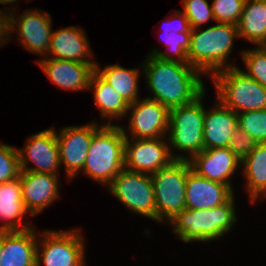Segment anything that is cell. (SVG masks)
I'll list each match as a JSON object with an SVG mask.
<instances>
[{
  "instance_id": "18",
  "label": "cell",
  "mask_w": 266,
  "mask_h": 266,
  "mask_svg": "<svg viewBox=\"0 0 266 266\" xmlns=\"http://www.w3.org/2000/svg\"><path fill=\"white\" fill-rule=\"evenodd\" d=\"M186 209H212L226 203L233 190L224 183L199 176L192 168L186 180Z\"/></svg>"
},
{
  "instance_id": "37",
  "label": "cell",
  "mask_w": 266,
  "mask_h": 266,
  "mask_svg": "<svg viewBox=\"0 0 266 266\" xmlns=\"http://www.w3.org/2000/svg\"><path fill=\"white\" fill-rule=\"evenodd\" d=\"M14 2H17V0H0V4L7 5V4H14Z\"/></svg>"
},
{
  "instance_id": "10",
  "label": "cell",
  "mask_w": 266,
  "mask_h": 266,
  "mask_svg": "<svg viewBox=\"0 0 266 266\" xmlns=\"http://www.w3.org/2000/svg\"><path fill=\"white\" fill-rule=\"evenodd\" d=\"M122 130L126 137L125 169L152 174L174 161L170 153L169 142L163 141V138L129 139L127 130L124 127H122Z\"/></svg>"
},
{
  "instance_id": "26",
  "label": "cell",
  "mask_w": 266,
  "mask_h": 266,
  "mask_svg": "<svg viewBox=\"0 0 266 266\" xmlns=\"http://www.w3.org/2000/svg\"><path fill=\"white\" fill-rule=\"evenodd\" d=\"M139 69H126L119 64L107 65L104 69L96 64L95 71L128 103L139 99Z\"/></svg>"
},
{
  "instance_id": "35",
  "label": "cell",
  "mask_w": 266,
  "mask_h": 266,
  "mask_svg": "<svg viewBox=\"0 0 266 266\" xmlns=\"http://www.w3.org/2000/svg\"><path fill=\"white\" fill-rule=\"evenodd\" d=\"M6 9V11L0 9V46L7 44L9 37L11 36V16L12 10Z\"/></svg>"
},
{
  "instance_id": "24",
  "label": "cell",
  "mask_w": 266,
  "mask_h": 266,
  "mask_svg": "<svg viewBox=\"0 0 266 266\" xmlns=\"http://www.w3.org/2000/svg\"><path fill=\"white\" fill-rule=\"evenodd\" d=\"M246 177V189L250 202L266 199V143L257 144L254 150L241 160Z\"/></svg>"
},
{
  "instance_id": "34",
  "label": "cell",
  "mask_w": 266,
  "mask_h": 266,
  "mask_svg": "<svg viewBox=\"0 0 266 266\" xmlns=\"http://www.w3.org/2000/svg\"><path fill=\"white\" fill-rule=\"evenodd\" d=\"M171 18L169 17L168 19H166V22L164 23L165 27H163L164 28L163 33H170L171 31L175 33L191 32L189 21L182 11L181 12L179 10L175 11L171 15Z\"/></svg>"
},
{
  "instance_id": "3",
  "label": "cell",
  "mask_w": 266,
  "mask_h": 266,
  "mask_svg": "<svg viewBox=\"0 0 266 266\" xmlns=\"http://www.w3.org/2000/svg\"><path fill=\"white\" fill-rule=\"evenodd\" d=\"M125 138L120 125H101L91 140L83 175L108 186L124 169Z\"/></svg>"
},
{
  "instance_id": "27",
  "label": "cell",
  "mask_w": 266,
  "mask_h": 266,
  "mask_svg": "<svg viewBox=\"0 0 266 266\" xmlns=\"http://www.w3.org/2000/svg\"><path fill=\"white\" fill-rule=\"evenodd\" d=\"M163 34L164 38L162 37V39L164 44L167 45L169 50L172 51V54L175 56L173 57L168 53L159 51L158 49L156 50L154 48L149 54L152 56H158L162 60H174L188 63L187 50L190 46L191 32L175 33L171 31L170 33Z\"/></svg>"
},
{
  "instance_id": "29",
  "label": "cell",
  "mask_w": 266,
  "mask_h": 266,
  "mask_svg": "<svg viewBox=\"0 0 266 266\" xmlns=\"http://www.w3.org/2000/svg\"><path fill=\"white\" fill-rule=\"evenodd\" d=\"M240 55L248 71L244 73L266 88V46L242 50Z\"/></svg>"
},
{
  "instance_id": "20",
  "label": "cell",
  "mask_w": 266,
  "mask_h": 266,
  "mask_svg": "<svg viewBox=\"0 0 266 266\" xmlns=\"http://www.w3.org/2000/svg\"><path fill=\"white\" fill-rule=\"evenodd\" d=\"M37 231H5L0 266H36Z\"/></svg>"
},
{
  "instance_id": "4",
  "label": "cell",
  "mask_w": 266,
  "mask_h": 266,
  "mask_svg": "<svg viewBox=\"0 0 266 266\" xmlns=\"http://www.w3.org/2000/svg\"><path fill=\"white\" fill-rule=\"evenodd\" d=\"M234 195L212 209H184L169 223L173 233L183 242H211L230 232L237 220Z\"/></svg>"
},
{
  "instance_id": "31",
  "label": "cell",
  "mask_w": 266,
  "mask_h": 266,
  "mask_svg": "<svg viewBox=\"0 0 266 266\" xmlns=\"http://www.w3.org/2000/svg\"><path fill=\"white\" fill-rule=\"evenodd\" d=\"M183 13L187 17L191 29L199 28L204 23L214 20L211 5L207 0H182Z\"/></svg>"
},
{
  "instance_id": "25",
  "label": "cell",
  "mask_w": 266,
  "mask_h": 266,
  "mask_svg": "<svg viewBox=\"0 0 266 266\" xmlns=\"http://www.w3.org/2000/svg\"><path fill=\"white\" fill-rule=\"evenodd\" d=\"M89 89H93L95 105L102 118L112 120L126 116L129 104L96 71L91 75Z\"/></svg>"
},
{
  "instance_id": "22",
  "label": "cell",
  "mask_w": 266,
  "mask_h": 266,
  "mask_svg": "<svg viewBox=\"0 0 266 266\" xmlns=\"http://www.w3.org/2000/svg\"><path fill=\"white\" fill-rule=\"evenodd\" d=\"M31 216L22 200V187L20 178L0 184V220L5 223L0 230L25 231L32 228L30 223H22L23 217Z\"/></svg>"
},
{
  "instance_id": "12",
  "label": "cell",
  "mask_w": 266,
  "mask_h": 266,
  "mask_svg": "<svg viewBox=\"0 0 266 266\" xmlns=\"http://www.w3.org/2000/svg\"><path fill=\"white\" fill-rule=\"evenodd\" d=\"M21 171L58 175L61 166L55 129L48 128L30 136L23 149H18ZM33 162L34 167L28 163Z\"/></svg>"
},
{
  "instance_id": "30",
  "label": "cell",
  "mask_w": 266,
  "mask_h": 266,
  "mask_svg": "<svg viewBox=\"0 0 266 266\" xmlns=\"http://www.w3.org/2000/svg\"><path fill=\"white\" fill-rule=\"evenodd\" d=\"M244 3L245 0H213L211 8L215 22L237 25Z\"/></svg>"
},
{
  "instance_id": "19",
  "label": "cell",
  "mask_w": 266,
  "mask_h": 266,
  "mask_svg": "<svg viewBox=\"0 0 266 266\" xmlns=\"http://www.w3.org/2000/svg\"><path fill=\"white\" fill-rule=\"evenodd\" d=\"M82 28L69 26L52 31L48 55L58 60H70L80 63L97 64L87 59L91 54V47Z\"/></svg>"
},
{
  "instance_id": "21",
  "label": "cell",
  "mask_w": 266,
  "mask_h": 266,
  "mask_svg": "<svg viewBox=\"0 0 266 266\" xmlns=\"http://www.w3.org/2000/svg\"><path fill=\"white\" fill-rule=\"evenodd\" d=\"M237 123V113L217 99L215 107L204 112L205 149L228 147Z\"/></svg>"
},
{
  "instance_id": "15",
  "label": "cell",
  "mask_w": 266,
  "mask_h": 266,
  "mask_svg": "<svg viewBox=\"0 0 266 266\" xmlns=\"http://www.w3.org/2000/svg\"><path fill=\"white\" fill-rule=\"evenodd\" d=\"M22 200L31 215H38L59 198V175L20 171Z\"/></svg>"
},
{
  "instance_id": "16",
  "label": "cell",
  "mask_w": 266,
  "mask_h": 266,
  "mask_svg": "<svg viewBox=\"0 0 266 266\" xmlns=\"http://www.w3.org/2000/svg\"><path fill=\"white\" fill-rule=\"evenodd\" d=\"M189 162L199 176L224 183L233 190L230 179L239 168L241 159L228 147L204 149Z\"/></svg>"
},
{
  "instance_id": "36",
  "label": "cell",
  "mask_w": 266,
  "mask_h": 266,
  "mask_svg": "<svg viewBox=\"0 0 266 266\" xmlns=\"http://www.w3.org/2000/svg\"><path fill=\"white\" fill-rule=\"evenodd\" d=\"M4 230H0V258L3 250Z\"/></svg>"
},
{
  "instance_id": "28",
  "label": "cell",
  "mask_w": 266,
  "mask_h": 266,
  "mask_svg": "<svg viewBox=\"0 0 266 266\" xmlns=\"http://www.w3.org/2000/svg\"><path fill=\"white\" fill-rule=\"evenodd\" d=\"M238 127L258 144L266 143V109L237 114Z\"/></svg>"
},
{
  "instance_id": "7",
  "label": "cell",
  "mask_w": 266,
  "mask_h": 266,
  "mask_svg": "<svg viewBox=\"0 0 266 266\" xmlns=\"http://www.w3.org/2000/svg\"><path fill=\"white\" fill-rule=\"evenodd\" d=\"M191 164L174 160L168 166L150 174L155 194L156 221L170 222L186 209V180Z\"/></svg>"
},
{
  "instance_id": "9",
  "label": "cell",
  "mask_w": 266,
  "mask_h": 266,
  "mask_svg": "<svg viewBox=\"0 0 266 266\" xmlns=\"http://www.w3.org/2000/svg\"><path fill=\"white\" fill-rule=\"evenodd\" d=\"M107 188L130 211L156 221L155 194L150 174L124 168Z\"/></svg>"
},
{
  "instance_id": "17",
  "label": "cell",
  "mask_w": 266,
  "mask_h": 266,
  "mask_svg": "<svg viewBox=\"0 0 266 266\" xmlns=\"http://www.w3.org/2000/svg\"><path fill=\"white\" fill-rule=\"evenodd\" d=\"M37 63L53 84L70 91L87 90L96 67V64L58 60L50 56L39 59Z\"/></svg>"
},
{
  "instance_id": "14",
  "label": "cell",
  "mask_w": 266,
  "mask_h": 266,
  "mask_svg": "<svg viewBox=\"0 0 266 266\" xmlns=\"http://www.w3.org/2000/svg\"><path fill=\"white\" fill-rule=\"evenodd\" d=\"M14 13L11 16V32H17V40L31 53L48 57L52 34L51 15L38 9L26 10L20 16Z\"/></svg>"
},
{
  "instance_id": "23",
  "label": "cell",
  "mask_w": 266,
  "mask_h": 266,
  "mask_svg": "<svg viewBox=\"0 0 266 266\" xmlns=\"http://www.w3.org/2000/svg\"><path fill=\"white\" fill-rule=\"evenodd\" d=\"M237 29L240 38L266 46V0H245Z\"/></svg>"
},
{
  "instance_id": "8",
  "label": "cell",
  "mask_w": 266,
  "mask_h": 266,
  "mask_svg": "<svg viewBox=\"0 0 266 266\" xmlns=\"http://www.w3.org/2000/svg\"><path fill=\"white\" fill-rule=\"evenodd\" d=\"M79 232L42 231L40 243L37 242L36 266H85L86 245Z\"/></svg>"
},
{
  "instance_id": "6",
  "label": "cell",
  "mask_w": 266,
  "mask_h": 266,
  "mask_svg": "<svg viewBox=\"0 0 266 266\" xmlns=\"http://www.w3.org/2000/svg\"><path fill=\"white\" fill-rule=\"evenodd\" d=\"M217 99L235 113L266 109V88L238 67H229L211 76Z\"/></svg>"
},
{
  "instance_id": "1",
  "label": "cell",
  "mask_w": 266,
  "mask_h": 266,
  "mask_svg": "<svg viewBox=\"0 0 266 266\" xmlns=\"http://www.w3.org/2000/svg\"><path fill=\"white\" fill-rule=\"evenodd\" d=\"M143 73L151 91V100L169 110L194 102L205 92L202 73L188 63L162 60L149 55L143 64Z\"/></svg>"
},
{
  "instance_id": "13",
  "label": "cell",
  "mask_w": 266,
  "mask_h": 266,
  "mask_svg": "<svg viewBox=\"0 0 266 266\" xmlns=\"http://www.w3.org/2000/svg\"><path fill=\"white\" fill-rule=\"evenodd\" d=\"M129 131L134 139L164 138L168 134L170 110L158 101L145 98L129 104Z\"/></svg>"
},
{
  "instance_id": "5",
  "label": "cell",
  "mask_w": 266,
  "mask_h": 266,
  "mask_svg": "<svg viewBox=\"0 0 266 266\" xmlns=\"http://www.w3.org/2000/svg\"><path fill=\"white\" fill-rule=\"evenodd\" d=\"M205 92L194 102L173 108L169 114L167 138L170 153L174 160H191L205 149L204 140V103ZM172 146V147H171ZM171 148L189 153L190 157L174 154Z\"/></svg>"
},
{
  "instance_id": "33",
  "label": "cell",
  "mask_w": 266,
  "mask_h": 266,
  "mask_svg": "<svg viewBox=\"0 0 266 266\" xmlns=\"http://www.w3.org/2000/svg\"><path fill=\"white\" fill-rule=\"evenodd\" d=\"M258 143L245 131L237 127L228 143V148L241 160L249 155Z\"/></svg>"
},
{
  "instance_id": "11",
  "label": "cell",
  "mask_w": 266,
  "mask_h": 266,
  "mask_svg": "<svg viewBox=\"0 0 266 266\" xmlns=\"http://www.w3.org/2000/svg\"><path fill=\"white\" fill-rule=\"evenodd\" d=\"M95 121L82 126H70L56 133L60 163L65 166L66 178L71 181L81 172L94 133L101 127Z\"/></svg>"
},
{
  "instance_id": "2",
  "label": "cell",
  "mask_w": 266,
  "mask_h": 266,
  "mask_svg": "<svg viewBox=\"0 0 266 266\" xmlns=\"http://www.w3.org/2000/svg\"><path fill=\"white\" fill-rule=\"evenodd\" d=\"M199 29H191L188 64L210 77L222 69L236 67L226 62L232 51L234 38L239 37L237 25L218 23L202 31Z\"/></svg>"
},
{
  "instance_id": "32",
  "label": "cell",
  "mask_w": 266,
  "mask_h": 266,
  "mask_svg": "<svg viewBox=\"0 0 266 266\" xmlns=\"http://www.w3.org/2000/svg\"><path fill=\"white\" fill-rule=\"evenodd\" d=\"M20 171L18 150L0 143V184L18 178Z\"/></svg>"
}]
</instances>
